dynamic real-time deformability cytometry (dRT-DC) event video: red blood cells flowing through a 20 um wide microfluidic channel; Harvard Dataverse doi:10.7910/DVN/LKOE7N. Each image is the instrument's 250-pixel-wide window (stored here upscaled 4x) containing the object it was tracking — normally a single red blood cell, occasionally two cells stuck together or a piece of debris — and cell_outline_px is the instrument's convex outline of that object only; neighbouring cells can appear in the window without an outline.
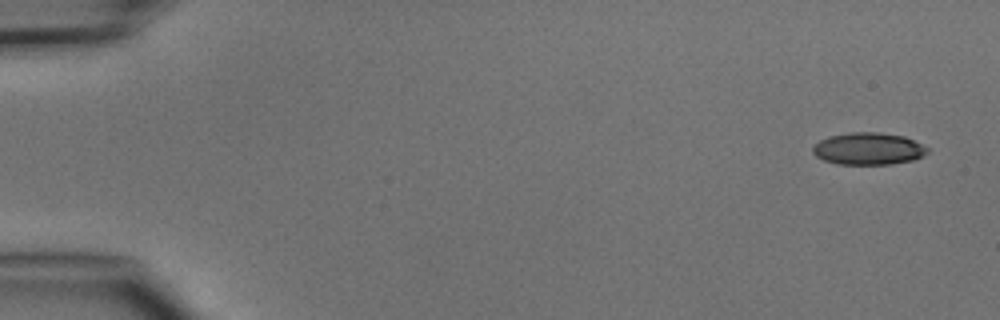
{"species": "common noctule bat (a hibernating species)", "species_latin": "Nyctalus noctula", "temperature_condition": "cold", "stored_images_in_passage": 5, "camera_frame_rate_fps": 3000, "um_per_image_px": 0.085, "animal": {"sex": "male", "body_mass_g": 15.6}, "frame": {"image": 1, "passage_image": 1, "time_ms": 0.0, "image_size_px": [1000, 320], "cell_outline_px": [[928, 152], [924, 156], [912, 160], [892, 164], [836, 164], [824, 160], [816, 156], [812, 152], [812, 148], [820, 140], [828, 136], [852, 132], [880, 132], [904, 136], [928, 148]], "centroid_in_image_um": [73.8, 12.64], "position_along_channel_um": 11.2, "area_um2": 21.44}}
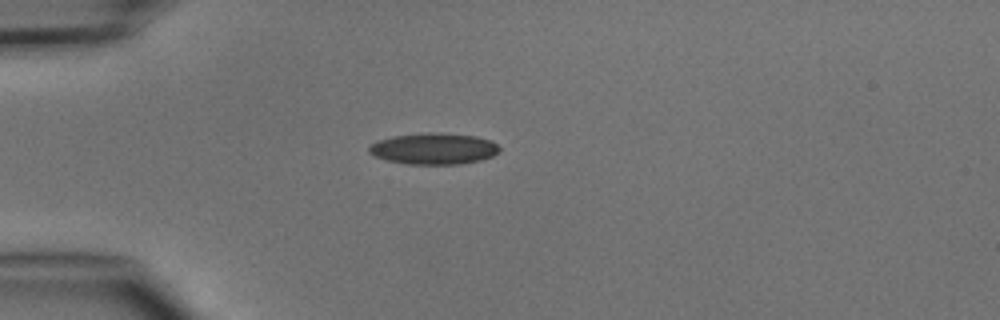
{"frame": {"image": 2, "passage_image": 4, "time_ms": 3.667, "image_size_px": [1000, 320], "cell_outline_px": [[500, 152], [492, 156], [480, 160], [460, 164], [408, 164], [388, 160], [372, 156], [368, 152], [368, 148], [376, 140], [392, 136], [428, 132], [440, 132], [476, 136], [492, 140], [500, 148]], "centroid_in_image_um": [36.87, 12.63], "position_along_channel_um": 48.1, "area_um2": 24.04}}